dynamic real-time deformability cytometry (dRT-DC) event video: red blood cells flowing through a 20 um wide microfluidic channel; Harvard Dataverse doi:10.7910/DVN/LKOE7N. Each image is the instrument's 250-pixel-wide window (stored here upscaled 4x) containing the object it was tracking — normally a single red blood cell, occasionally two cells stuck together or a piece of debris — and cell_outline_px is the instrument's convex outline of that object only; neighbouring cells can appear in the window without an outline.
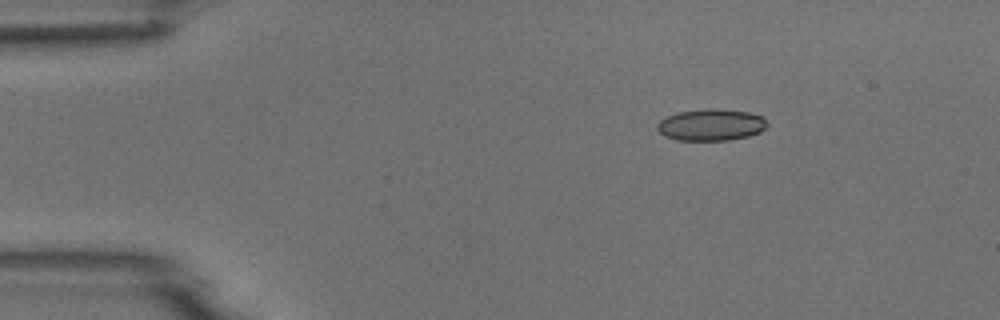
{"species": "common noctule bat (a hibernating species)", "species_latin": "Nyctalus noctula", "temperature_condition": "room temperature", "stored_images_in_passage": 5, "camera_frame_rate_fps": 3000, "um_per_image_px": 0.085, "animal": {"sex": "male", "body_mass_g": 18.8}, "frame": {"image": 1, "passage_image": 3, "time_ms": 2.333, "image_size_px": [1000, 320], "cell_outline_px": [[768, 124], [760, 132], [748, 136], [728, 140], [676, 140], [664, 136], [656, 128], [656, 124], [660, 120], [668, 116], [680, 112], [708, 108], [716, 108], [748, 112], [764, 116]], "centroid_in_image_um": [60.45, 10.61], "position_along_channel_um": 24.6, "area_um2": 20.35}}